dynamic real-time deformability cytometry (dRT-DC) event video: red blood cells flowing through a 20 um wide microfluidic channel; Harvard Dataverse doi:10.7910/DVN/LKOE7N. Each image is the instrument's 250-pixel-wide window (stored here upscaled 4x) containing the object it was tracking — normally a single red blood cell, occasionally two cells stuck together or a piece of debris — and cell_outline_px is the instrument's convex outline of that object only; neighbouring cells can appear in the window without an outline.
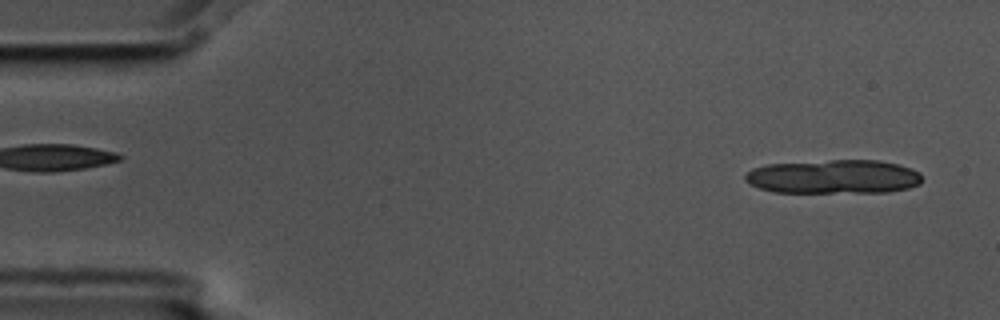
{"species": "common noctule bat (a hibernating species)", "species_latin": "Nyctalus noctula", "temperature_condition": "cold", "stored_images_in_passage": 6, "segment_of_instrument_passage": [2, 2], "camera_frame_rate_fps": 3000, "um_per_image_px": 0.085, "animal": {"sex": "male", "body_mass_g": 17.5, "forearm_length_mm": 52.3}, "frame": {"image": 1, "passage_image": 6, "time_ms": 1.667, "image_size_px": [1000, 320], "cell_outline_px": [[920, 184], [908, 188], [888, 192], [772, 192], [760, 188], [744, 180], [744, 176], [752, 168], [768, 164], [832, 160], [876, 160], [896, 164], [912, 168], [920, 172]], "centroid_in_image_um": [70.86, 15.02], "position_along_channel_um": 14.1, "area_um2": 34.91}}